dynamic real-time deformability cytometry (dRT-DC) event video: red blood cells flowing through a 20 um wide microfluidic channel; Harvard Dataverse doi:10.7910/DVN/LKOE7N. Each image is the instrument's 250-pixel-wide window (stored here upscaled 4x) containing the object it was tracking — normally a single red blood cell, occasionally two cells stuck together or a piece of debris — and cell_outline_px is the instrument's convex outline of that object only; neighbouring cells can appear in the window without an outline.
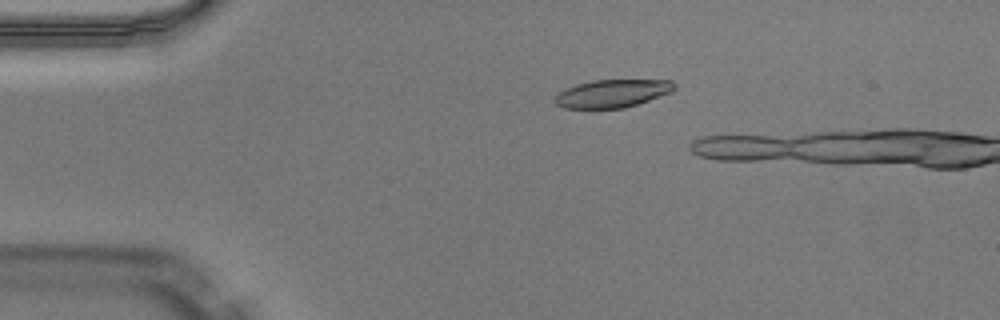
{"species": "Egyptian fruit bat (a non-hibernating species)", "species_latin": "Rousettus aegyptiacus", "temperature_condition": "warm", "stored_images_in_passage": 3, "camera_frame_rate_fps": 3000, "um_per_image_px": 0.085, "animal": {"sex": "male"}, "frame": {"image": 1, "passage_image": 1, "time_ms": 0.0, "image_size_px": [1000, 320], "cell_outline_px": [[676, 88], [672, 92], [624, 108], [564, 108], [556, 104], [552, 100], [564, 88], [576, 84], [592, 80], [672, 80], [676, 84]], "centroid_in_image_um": [52.04, 7.93], "position_along_channel_um": 33.0, "area_um2": 19.48}}